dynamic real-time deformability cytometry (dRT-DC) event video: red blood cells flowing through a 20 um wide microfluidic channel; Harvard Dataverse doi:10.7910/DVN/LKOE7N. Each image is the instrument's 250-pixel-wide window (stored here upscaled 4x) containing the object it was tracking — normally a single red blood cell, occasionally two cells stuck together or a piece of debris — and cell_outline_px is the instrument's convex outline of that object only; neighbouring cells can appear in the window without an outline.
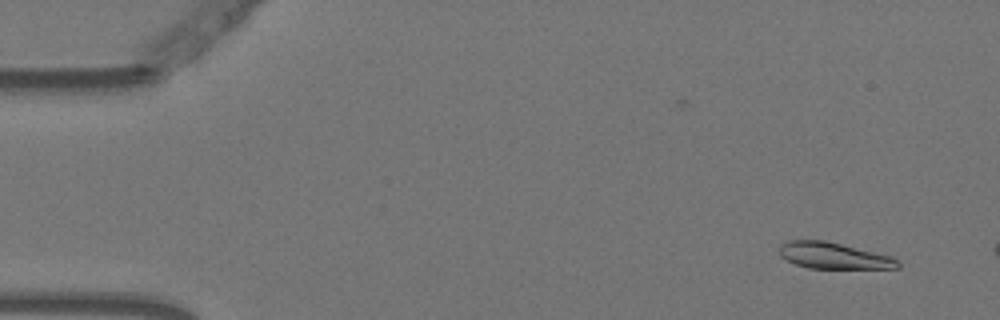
{"species": "Egyptian fruit bat (a non-hibernating species)", "species_latin": "Rousettus aegyptiacus", "temperature_condition": "warm", "stored_images_in_passage": 13, "camera_frame_rate_fps": 3000, "um_per_image_px": 0.085, "animal": {"sex": "female"}, "frame": {"image": 1, "passage_image": 3, "time_ms": 0.667, "image_size_px": [1000, 320], "cell_outline_px": [[900, 268], [808, 268], [796, 264], [780, 256], [776, 248], [780, 244], [788, 240], [824, 240], [892, 256], [900, 264]], "centroid_in_image_um": [70.8, 21.72], "position_along_channel_um": 14.2, "area_um2": 18.15}}